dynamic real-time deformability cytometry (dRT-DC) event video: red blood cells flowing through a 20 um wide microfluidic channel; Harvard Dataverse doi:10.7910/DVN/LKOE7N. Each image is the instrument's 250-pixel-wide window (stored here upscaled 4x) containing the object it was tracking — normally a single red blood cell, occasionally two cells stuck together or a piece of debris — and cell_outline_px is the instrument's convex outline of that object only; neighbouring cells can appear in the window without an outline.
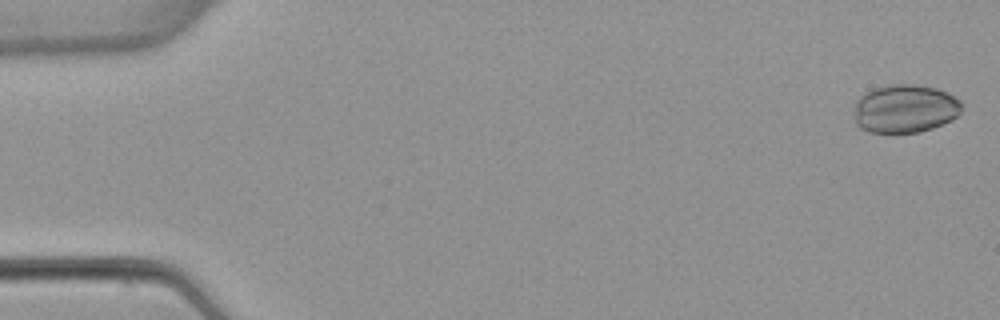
{"species": "common noctule bat (a hibernating species)", "species_latin": "Nyctalus noctula", "temperature_condition": "warm", "stored_images_in_passage": 53, "camera_frame_rate_fps": 3000, "um_per_image_px": 0.085, "animal": {"sex": "female", "body_mass_g": 22.7, "forearm_length_mm": 54.2}, "frame": {"image": 1, "passage_image": 2, "time_ms": 0.333, "image_size_px": [1000, 320], "cell_outline_px": [[960, 112], [952, 120], [932, 128], [920, 132], [868, 132], [860, 128], [856, 124], [856, 100], [864, 92], [872, 88], [892, 84], [916, 84], [936, 88], [948, 92], [956, 96], [960, 100]], "centroid_in_image_um": [76.93, 9.22], "position_along_channel_um": 8.1, "area_um2": 30.4}}
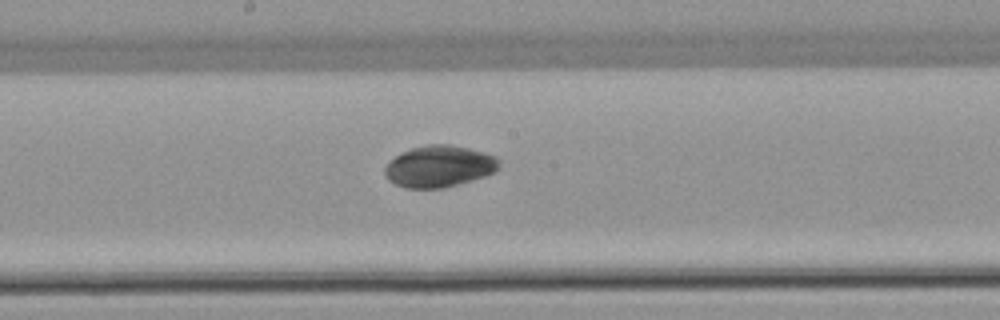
{"frame": {"image": 2, "passage_image": 29, "time_ms": 9.333, "image_size_px": [1000, 320], "cell_outline_px": [[500, 164], [496, 172], [472, 180], [444, 188], [404, 188], [388, 180], [384, 176], [384, 168], [400, 152], [412, 148], [428, 144], [448, 144], [468, 148], [484, 152], [496, 156], [500, 160]], "centroid_in_image_um": [37.34, 14.14], "position_along_channel_um": 210.9, "area_um2": 27.8}}
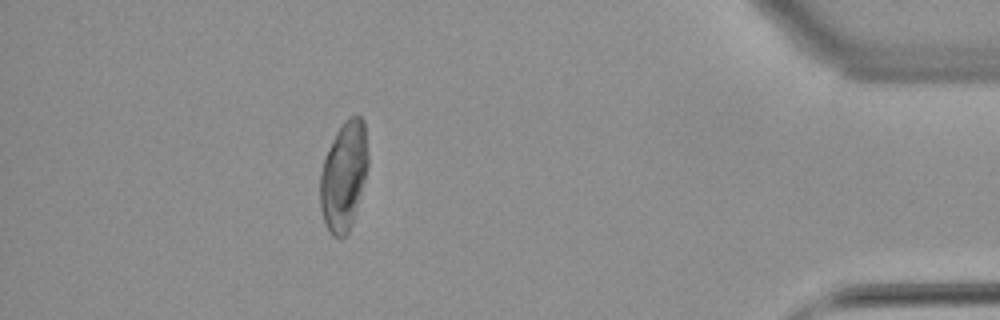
{"frame": {"image": 3, "passage_image": 48, "time_ms": 15.667, "image_size_px": [1000, 320], "cell_outline_px": [[368, 164], [356, 212], [352, 224], [348, 232], [344, 236], [332, 236], [328, 232], [324, 224], [320, 208], [320, 172], [328, 148], [336, 132], [344, 120], [352, 116], [360, 116], [364, 120], [368, 156]], "centroid_in_image_um": [29.21, 14.97], "position_along_channel_um": 406.0, "area_um2": 30.46}, "authors_computed_cell_mechanics": {"area_um2": 29.3624, "velocity_mm_per_s": 3.8648, "shape_relaxation_time_tau1_ms": 6.2423, "shape_relaxation_time_tau2_ms": null, "deformation_change_tau1": 0.0749, "deformation_change_tau2": null}}